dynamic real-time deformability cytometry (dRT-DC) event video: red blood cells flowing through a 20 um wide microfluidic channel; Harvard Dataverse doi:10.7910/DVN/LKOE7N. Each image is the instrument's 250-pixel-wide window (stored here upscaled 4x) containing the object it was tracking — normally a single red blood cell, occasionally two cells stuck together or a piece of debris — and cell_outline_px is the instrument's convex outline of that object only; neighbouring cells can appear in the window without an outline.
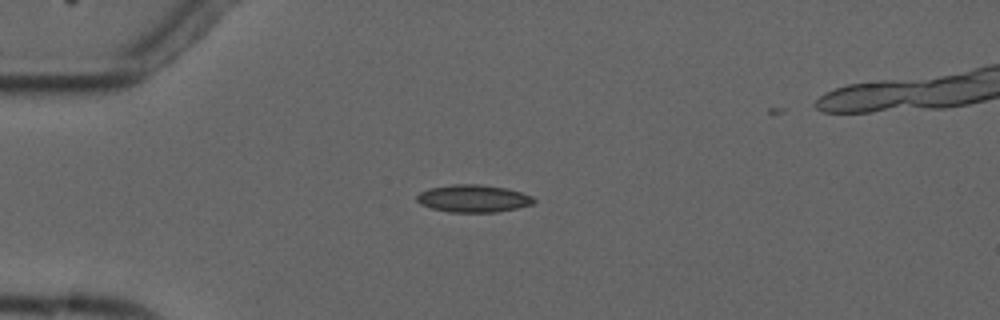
{"species": "common noctule bat (a hibernating species)", "species_latin": "Nyctalus noctula", "temperature_condition": "cold", "stored_images_in_passage": 6, "camera_frame_rate_fps": 3000, "um_per_image_px": 0.085, "animal": {"sex": "male", "forearm_length_mm": 52.5}, "frame": {"image": 1, "passage_image": 2, "time_ms": 1.333, "image_size_px": [1000, 320], "cell_outline_px": [[536, 200], [532, 204], [516, 208], [496, 212], [448, 212], [432, 208], [420, 204], [416, 200], [416, 196], [420, 192], [428, 188], [452, 184], [480, 184], [504, 188], [520, 192], [532, 196]], "centroid_in_image_um": [40.19, 16.87], "position_along_channel_um": 44.8, "area_um2": 18.67}}
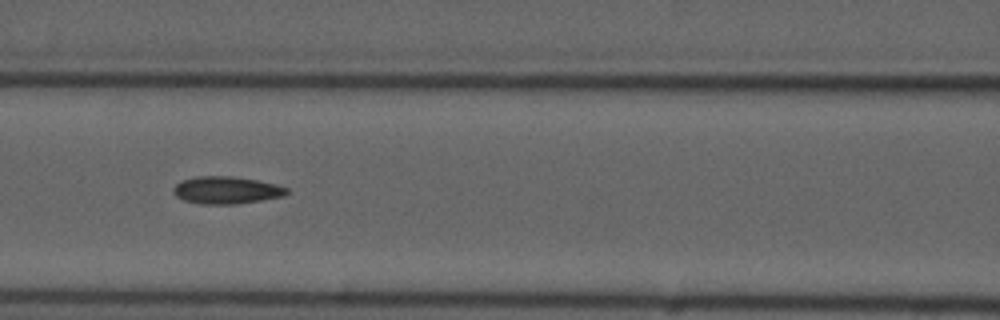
{"frame": {"image": 2, "passage_image": 5, "time_ms": 4.667, "image_size_px": [1000, 320], "cell_outline_px": [[288, 192], [284, 196], [260, 200], [232, 204], [200, 204], [184, 200], [176, 196], [172, 192], [172, 188], [180, 180], [196, 176], [232, 176], [256, 180], [276, 184], [288, 188]], "centroid_in_image_um": [19.2, 16.15], "position_along_channel_um": 147.4, "area_um2": 18.09}}
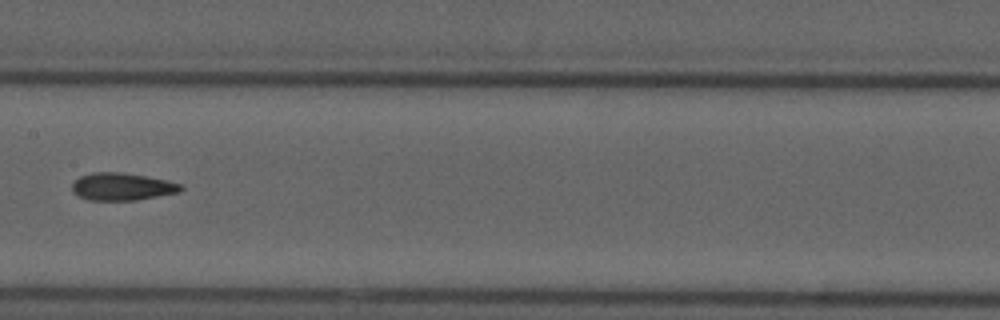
{"frame": {"image": 3, "passage_image": 6, "time_ms": 6.0, "image_size_px": [1000, 320], "cell_outline_px": [[184, 188], [180, 192], [136, 200], [88, 200], [72, 192], [72, 184], [80, 176], [92, 172], [120, 172], [144, 176], [164, 180], [180, 184]], "centroid_in_image_um": [10.35, 15.87], "position_along_channel_um": 197.0, "area_um2": 17.22}}